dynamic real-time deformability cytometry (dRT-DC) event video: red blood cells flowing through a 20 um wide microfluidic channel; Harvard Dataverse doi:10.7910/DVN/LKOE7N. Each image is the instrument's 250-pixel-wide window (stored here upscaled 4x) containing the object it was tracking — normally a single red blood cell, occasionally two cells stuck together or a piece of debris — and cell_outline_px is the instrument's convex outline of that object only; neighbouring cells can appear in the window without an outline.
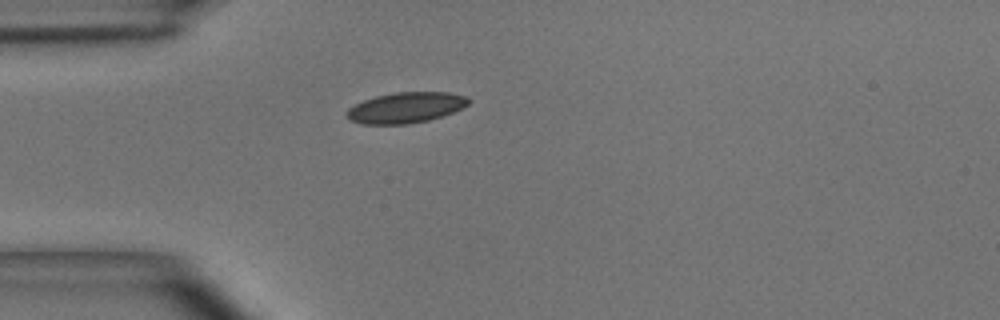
{"species": "common noctule bat (a hibernating species)", "species_latin": "Nyctalus noctula", "temperature_condition": "room temperature", "stored_images_in_passage": 30, "camera_frame_rate_fps": 3000, "um_per_image_px": 0.085, "animal": {"sex": "male", "body_mass_g": 15.6}, "frame": {"image": 1, "passage_image": 1, "time_ms": 0.0, "image_size_px": [1000, 320], "cell_outline_px": [[472, 100], [468, 104], [452, 112], [428, 120], [408, 124], [364, 124], [352, 120], [344, 112], [348, 108], [364, 100], [376, 96], [392, 92], [448, 92], [468, 96]], "centroid_in_image_um": [34.5, 9.13], "position_along_channel_um": 50.5, "area_um2": 21.68}}
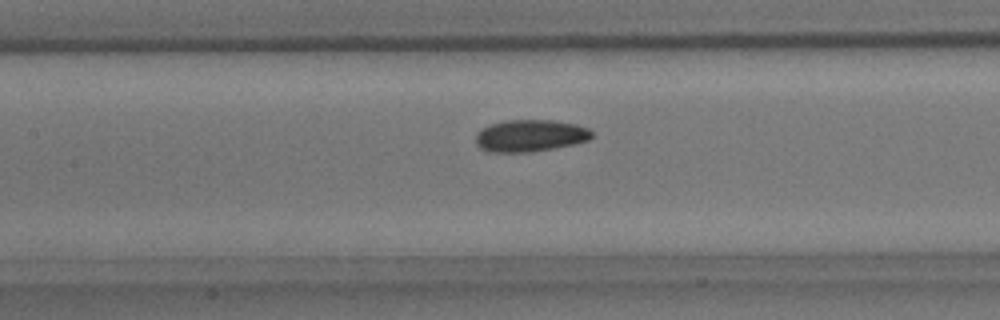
{"frame": {"image": 2, "passage_image": 10, "time_ms": 3.0, "image_size_px": [1000, 320], "cell_outline_px": [[592, 136], [588, 140], [572, 144], [552, 148], [528, 152], [492, 152], [480, 148], [476, 144], [476, 136], [484, 128], [492, 124], [504, 120], [552, 120], [576, 124], [588, 128], [592, 132]], "centroid_in_image_um": [45.07, 11.53], "position_along_channel_um": 162.3, "area_um2": 21.33}}
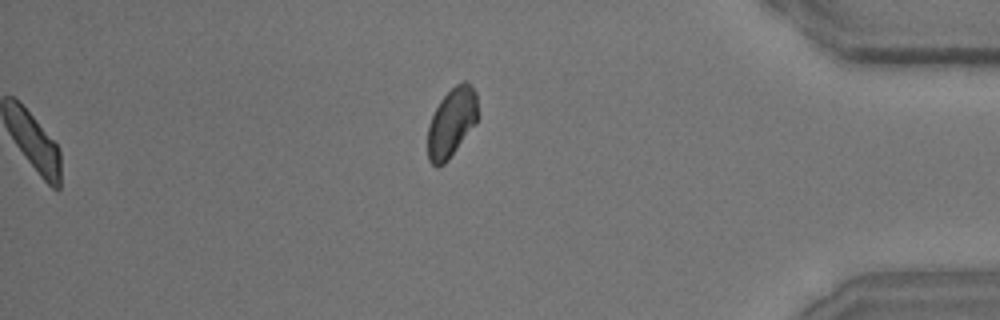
{"frame": {"image": 3, "passage_image": 30, "time_ms": 9.667, "image_size_px": [1000, 320], "cell_outline_px": [[480, 116], [448, 160], [444, 164], [436, 168], [428, 160], [428, 124], [440, 100], [456, 84], [464, 80], [468, 80], [476, 92]], "centroid_in_image_um": [38.41, 10.39], "position_along_channel_um": 396.8, "area_um2": 20.29}, "authors_computed_cell_mechanics": {"area_um2": 21.2704, "velocity_mm_per_s": 4.0157, "shape_relaxation_time_tau1_ms": 3.1743, "shape_relaxation_time_tau2_ms": 4.6967, "deformation_change_tau1": 0.0835, "deformation_change_tau2": 0.077}}